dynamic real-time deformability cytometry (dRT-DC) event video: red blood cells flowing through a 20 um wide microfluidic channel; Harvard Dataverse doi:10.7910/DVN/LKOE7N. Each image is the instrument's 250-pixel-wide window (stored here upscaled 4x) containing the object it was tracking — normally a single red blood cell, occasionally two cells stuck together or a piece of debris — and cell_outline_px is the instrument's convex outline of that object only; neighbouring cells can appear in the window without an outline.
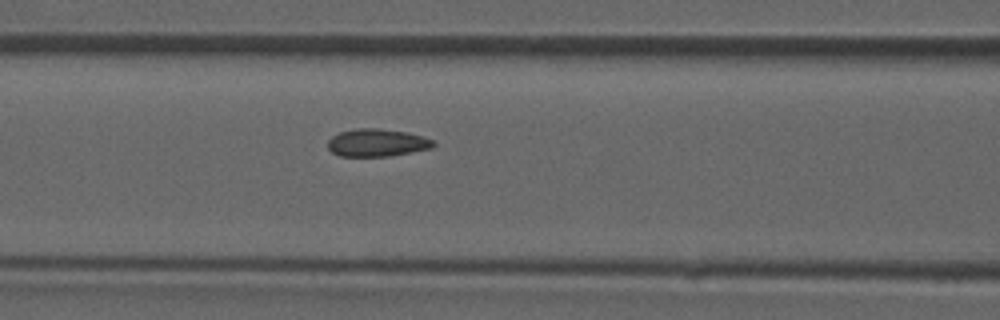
{"species": "common noctule bat (a hibernating species)", "species_latin": "Nyctalus noctula", "temperature_condition": "room temperature", "stored_images_in_passage": 34, "camera_frame_rate_fps": 3000, "um_per_image_px": 0.085, "animal": {"sex": "male", "forearm_length_mm": 52.5}, "frame": {"image": 1, "passage_image": 6, "time_ms": 1.667, "image_size_px": [1000, 320], "cell_outline_px": [[436, 144], [432, 148], [412, 152], [388, 156], [340, 156], [332, 152], [328, 148], [328, 140], [332, 136], [340, 132], [356, 128], [376, 128], [408, 132], [424, 136], [432, 140]], "centroid_in_image_um": [32.05, 12.12], "position_along_channel_um": 134.5, "area_um2": 17.05}}